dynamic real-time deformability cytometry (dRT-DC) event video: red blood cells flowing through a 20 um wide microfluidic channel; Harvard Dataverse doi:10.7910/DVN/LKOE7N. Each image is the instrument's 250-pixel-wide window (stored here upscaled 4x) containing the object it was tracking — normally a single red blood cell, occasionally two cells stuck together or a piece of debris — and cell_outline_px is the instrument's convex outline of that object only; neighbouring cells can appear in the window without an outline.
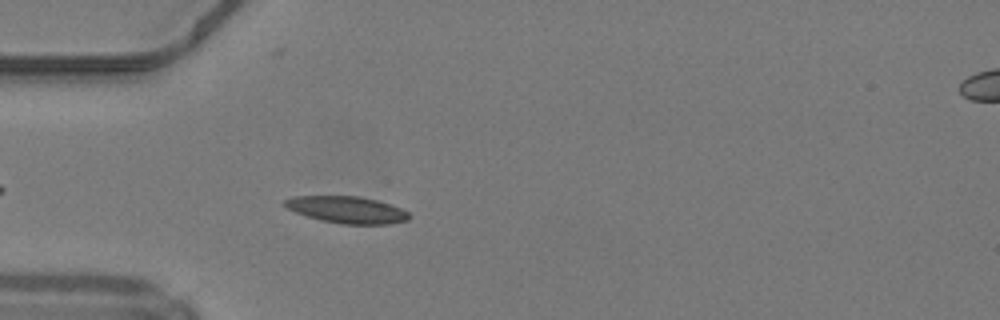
{"species": "common noctule bat (a hibernating species)", "species_latin": "Nyctalus noctula", "temperature_condition": "warm", "stored_images_in_passage": 9, "camera_frame_rate_fps": 3000, "um_per_image_px": 0.085, "animal": {"sex": "male", "body_mass_g": 19.2, "forearm_length_mm": 51.8}, "frame": {"image": 1, "passage_image": 6, "time_ms": 1.667, "image_size_px": [1000, 320], "cell_outline_px": [[412, 216], [408, 220], [388, 224], [340, 224], [320, 220], [296, 212], [288, 208], [284, 204], [284, 200], [292, 196], [360, 196], [392, 204], [408, 212]], "centroid_in_image_um": [29.52, 17.83], "position_along_channel_um": 55.5, "area_um2": 19.48}}